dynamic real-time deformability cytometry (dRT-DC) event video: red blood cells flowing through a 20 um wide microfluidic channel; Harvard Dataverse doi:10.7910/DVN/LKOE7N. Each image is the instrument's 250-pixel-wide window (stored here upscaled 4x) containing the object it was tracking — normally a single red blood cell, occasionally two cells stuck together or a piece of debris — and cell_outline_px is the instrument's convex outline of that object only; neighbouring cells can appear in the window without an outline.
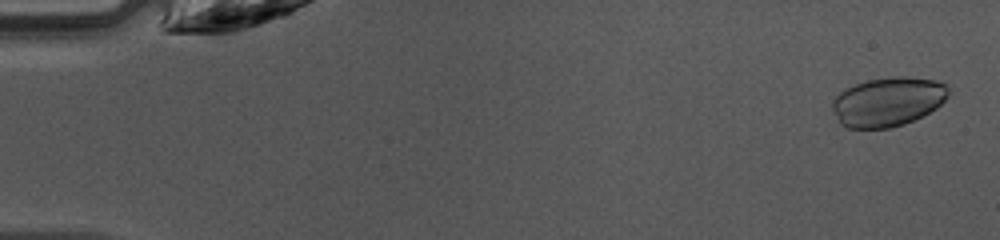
{"species": "common noctule bat (a hibernating species)", "species_latin": "Nyctalus noctula", "temperature_condition": "warm", "stored_images_in_passage": 47, "camera_frame_rate_fps": 3000, "um_per_image_px": 0.085, "animal": {"sex": "female", "body_mass_g": 10.0, "forearm_length_mm": 53.1}, "frame": {"image": 1, "passage_image": 2, "time_ms": 0.333, "image_size_px": [1000, 240], "cell_outline_px": [[948, 96], [936, 108], [904, 124], [888, 128], [848, 128], [840, 124], [832, 108], [832, 100], [840, 92], [856, 84], [868, 80], [892, 76], [908, 76], [936, 80], [944, 84], [948, 88]], "centroid_in_image_um": [75.45, 8.64], "position_along_channel_um": 9.5, "area_um2": 33.06}}
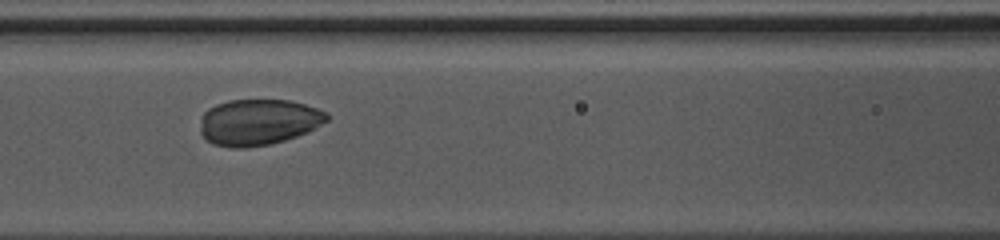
{"frame": {"image": 2, "passage_image": 21, "time_ms": 6.667, "image_size_px": [1000, 240], "cell_outline_px": [[328, 120], [308, 132], [284, 140], [268, 144], [244, 148], [232, 148], [212, 144], [200, 132], [200, 116], [208, 108], [216, 104], [228, 100], [288, 100], [304, 104], [328, 112]], "centroid_in_image_um": [21.94, 10.37], "position_along_channel_um": 144.7, "area_um2": 34.1}}